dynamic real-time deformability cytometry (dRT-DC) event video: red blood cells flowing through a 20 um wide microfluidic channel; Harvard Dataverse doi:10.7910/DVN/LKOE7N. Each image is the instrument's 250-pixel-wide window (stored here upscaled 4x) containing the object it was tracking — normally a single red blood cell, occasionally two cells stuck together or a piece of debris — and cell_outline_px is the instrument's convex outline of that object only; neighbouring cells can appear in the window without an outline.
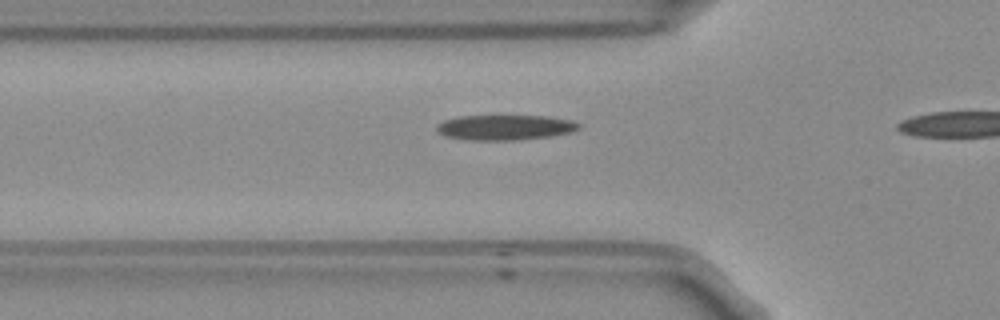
{"species": "Egyptian fruit bat (a non-hibernating species)", "species_latin": "Rousettus aegyptiacus", "temperature_condition": "room temperature", "stored_images_in_passage": 4, "camera_frame_rate_fps": 3000, "um_per_image_px": 0.085, "frame": {"image": 1, "passage_image": 2, "time_ms": 0.333, "image_size_px": [1000, 320], "cell_outline_px": [[580, 128], [572, 132], [548, 136], [520, 140], [468, 140], [444, 136], [436, 128], [436, 124], [444, 120], [456, 116], [548, 116], [572, 120], [580, 124]], "centroid_in_image_um": [42.92, 10.83], "position_along_channel_um": 82.9, "area_um2": 20.92}}